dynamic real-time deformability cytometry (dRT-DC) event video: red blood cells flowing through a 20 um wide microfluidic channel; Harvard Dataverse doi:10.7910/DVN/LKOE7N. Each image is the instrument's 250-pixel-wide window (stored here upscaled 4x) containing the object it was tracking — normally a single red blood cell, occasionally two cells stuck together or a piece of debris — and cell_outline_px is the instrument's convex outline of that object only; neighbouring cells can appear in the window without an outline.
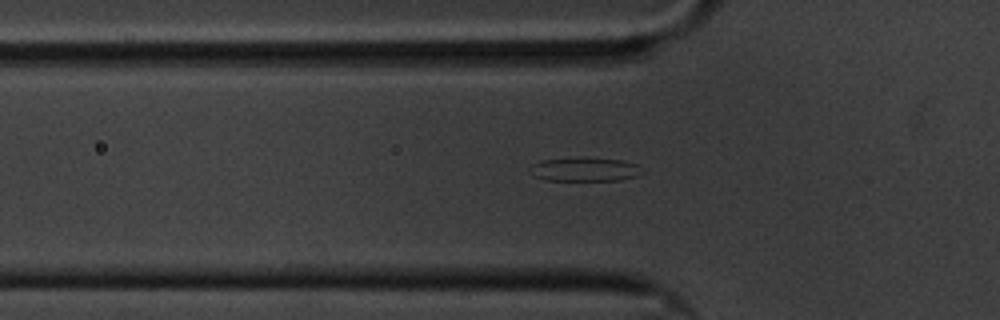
{"species": "common noctule bat (a hibernating species)", "species_latin": "Nyctalus noctula", "temperature_condition": "cold", "stored_images_in_passage": 43, "camera_frame_rate_fps": 3000, "um_per_image_px": 0.085, "animal": {"sex": "male", "body_mass_g": 20.1, "forearm_length_mm": 53.5}, "frame": {"image": 1, "passage_image": 11, "time_ms": 3.333, "image_size_px": [1000, 320], "cell_outline_px": [[644, 172], [636, 176], [620, 180], [544, 180], [532, 176], [528, 168], [532, 164], [540, 160], [580, 156], [584, 156], [624, 160], [640, 164]], "centroid_in_image_um": [49.7, 14.37], "position_along_channel_um": 76.1, "area_um2": 16.3}}
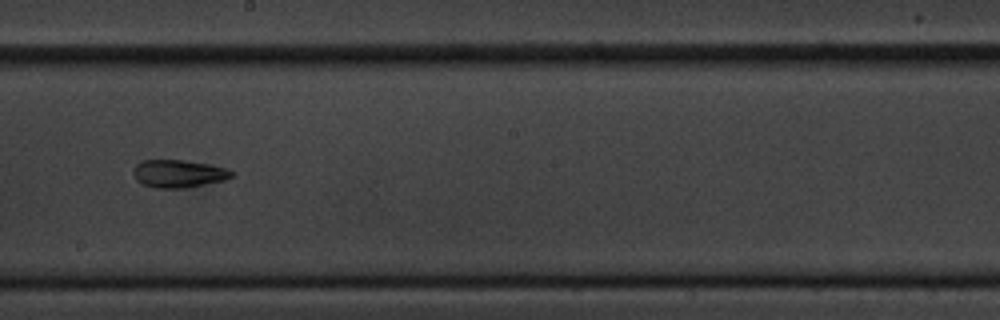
{"frame": {"image": 2, "passage_image": 25, "time_ms": 8.0, "image_size_px": [1000, 320], "cell_outline_px": [[236, 172], [232, 176], [224, 180], [184, 188], [156, 188], [144, 184], [136, 180], [132, 172], [136, 164], [144, 160], [184, 160], [208, 164], [228, 168]], "centroid_in_image_um": [15.19, 14.75], "position_along_channel_um": 233.0, "area_um2": 15.9}}
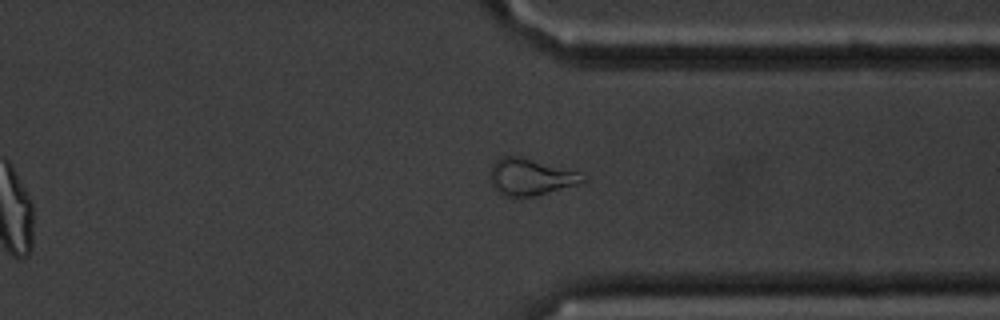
{"frame": {"image": 3, "passage_image": 37, "time_ms": 12.0, "image_size_px": [1000, 320], "cell_outline_px": [[588, 180], [576, 184], [532, 196], [504, 196], [496, 192], [492, 184], [488, 172], [492, 164], [500, 156], [520, 156], [576, 172], [588, 176]], "centroid_in_image_um": [45.02, 15.03], "position_along_channel_um": 366.4, "area_um2": 19.54}, "authors_computed_cell_mechanics": {"area_um2": 16.2418, "velocity_mm_per_s": 3.3421, "shape_relaxation_time_tau1_ms": 9.6039, "shape_relaxation_time_tau2_ms": 5.6078, "deformation_change_tau1": 0.2231, "deformation_change_tau2": 0.1467}}